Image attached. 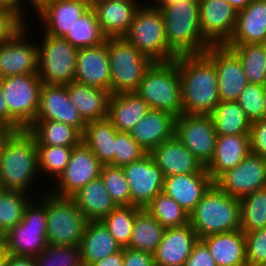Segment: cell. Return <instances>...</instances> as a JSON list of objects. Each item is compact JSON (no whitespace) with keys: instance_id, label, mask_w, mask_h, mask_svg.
I'll return each instance as SVG.
<instances>
[{"instance_id":"18","label":"cell","mask_w":266,"mask_h":266,"mask_svg":"<svg viewBox=\"0 0 266 266\" xmlns=\"http://www.w3.org/2000/svg\"><path fill=\"white\" fill-rule=\"evenodd\" d=\"M198 4L203 37L211 45H225L234 33L237 10L225 0H198Z\"/></svg>"},{"instance_id":"35","label":"cell","mask_w":266,"mask_h":266,"mask_svg":"<svg viewBox=\"0 0 266 266\" xmlns=\"http://www.w3.org/2000/svg\"><path fill=\"white\" fill-rule=\"evenodd\" d=\"M116 131L108 118L86 124L82 141L90 148L102 165H113Z\"/></svg>"},{"instance_id":"11","label":"cell","mask_w":266,"mask_h":266,"mask_svg":"<svg viewBox=\"0 0 266 266\" xmlns=\"http://www.w3.org/2000/svg\"><path fill=\"white\" fill-rule=\"evenodd\" d=\"M42 84L38 73L2 78L3 94L10 112V127L15 131L28 129L35 121Z\"/></svg>"},{"instance_id":"29","label":"cell","mask_w":266,"mask_h":266,"mask_svg":"<svg viewBox=\"0 0 266 266\" xmlns=\"http://www.w3.org/2000/svg\"><path fill=\"white\" fill-rule=\"evenodd\" d=\"M150 107L136 92L110 94L108 119L119 132H130Z\"/></svg>"},{"instance_id":"44","label":"cell","mask_w":266,"mask_h":266,"mask_svg":"<svg viewBox=\"0 0 266 266\" xmlns=\"http://www.w3.org/2000/svg\"><path fill=\"white\" fill-rule=\"evenodd\" d=\"M142 209L136 206H117L101 222L123 247L130 242L136 215Z\"/></svg>"},{"instance_id":"8","label":"cell","mask_w":266,"mask_h":266,"mask_svg":"<svg viewBox=\"0 0 266 266\" xmlns=\"http://www.w3.org/2000/svg\"><path fill=\"white\" fill-rule=\"evenodd\" d=\"M35 31L39 32L35 37L39 43L37 44L38 74L41 82L56 85H68L74 82L79 49L62 37L45 34L37 29Z\"/></svg>"},{"instance_id":"38","label":"cell","mask_w":266,"mask_h":266,"mask_svg":"<svg viewBox=\"0 0 266 266\" xmlns=\"http://www.w3.org/2000/svg\"><path fill=\"white\" fill-rule=\"evenodd\" d=\"M239 58L248 83L266 86V44H225Z\"/></svg>"},{"instance_id":"20","label":"cell","mask_w":266,"mask_h":266,"mask_svg":"<svg viewBox=\"0 0 266 266\" xmlns=\"http://www.w3.org/2000/svg\"><path fill=\"white\" fill-rule=\"evenodd\" d=\"M75 82L110 92L111 75L107 40L93 47L79 48L75 69Z\"/></svg>"},{"instance_id":"5","label":"cell","mask_w":266,"mask_h":266,"mask_svg":"<svg viewBox=\"0 0 266 266\" xmlns=\"http://www.w3.org/2000/svg\"><path fill=\"white\" fill-rule=\"evenodd\" d=\"M136 93L148 103L150 109L179 117L183 107L177 58L167 62H153L146 70Z\"/></svg>"},{"instance_id":"47","label":"cell","mask_w":266,"mask_h":266,"mask_svg":"<svg viewBox=\"0 0 266 266\" xmlns=\"http://www.w3.org/2000/svg\"><path fill=\"white\" fill-rule=\"evenodd\" d=\"M147 153L129 132L116 131L114 139L113 166L123 167L141 159Z\"/></svg>"},{"instance_id":"22","label":"cell","mask_w":266,"mask_h":266,"mask_svg":"<svg viewBox=\"0 0 266 266\" xmlns=\"http://www.w3.org/2000/svg\"><path fill=\"white\" fill-rule=\"evenodd\" d=\"M198 239L190 224L166 228L153 253L155 266H184Z\"/></svg>"},{"instance_id":"49","label":"cell","mask_w":266,"mask_h":266,"mask_svg":"<svg viewBox=\"0 0 266 266\" xmlns=\"http://www.w3.org/2000/svg\"><path fill=\"white\" fill-rule=\"evenodd\" d=\"M247 266H266V227L244 233Z\"/></svg>"},{"instance_id":"42","label":"cell","mask_w":266,"mask_h":266,"mask_svg":"<svg viewBox=\"0 0 266 266\" xmlns=\"http://www.w3.org/2000/svg\"><path fill=\"white\" fill-rule=\"evenodd\" d=\"M240 200V229L250 232L266 227V188L257 190Z\"/></svg>"},{"instance_id":"9","label":"cell","mask_w":266,"mask_h":266,"mask_svg":"<svg viewBox=\"0 0 266 266\" xmlns=\"http://www.w3.org/2000/svg\"><path fill=\"white\" fill-rule=\"evenodd\" d=\"M9 255L36 257L47 246L46 206L33 198L26 206L21 222L2 236Z\"/></svg>"},{"instance_id":"54","label":"cell","mask_w":266,"mask_h":266,"mask_svg":"<svg viewBox=\"0 0 266 266\" xmlns=\"http://www.w3.org/2000/svg\"><path fill=\"white\" fill-rule=\"evenodd\" d=\"M54 0H24V21L26 23H28L29 20H27L29 18V16H27L26 14H30L31 12V8H32V16L30 17H37L40 13H42ZM29 9H30V12L28 13L29 9H28V6ZM26 6V7H25ZM27 8V9H26ZM26 9V10H25ZM34 10V11H33ZM36 15H35V13ZM34 14V15H33ZM26 17V18H25Z\"/></svg>"},{"instance_id":"33","label":"cell","mask_w":266,"mask_h":266,"mask_svg":"<svg viewBox=\"0 0 266 266\" xmlns=\"http://www.w3.org/2000/svg\"><path fill=\"white\" fill-rule=\"evenodd\" d=\"M87 221H102L117 207L101 177L90 181L71 196Z\"/></svg>"},{"instance_id":"41","label":"cell","mask_w":266,"mask_h":266,"mask_svg":"<svg viewBox=\"0 0 266 266\" xmlns=\"http://www.w3.org/2000/svg\"><path fill=\"white\" fill-rule=\"evenodd\" d=\"M145 210L165 228L189 224V214L164 192L159 193Z\"/></svg>"},{"instance_id":"13","label":"cell","mask_w":266,"mask_h":266,"mask_svg":"<svg viewBox=\"0 0 266 266\" xmlns=\"http://www.w3.org/2000/svg\"><path fill=\"white\" fill-rule=\"evenodd\" d=\"M29 23H26V26L12 39L0 44L1 79L15 75L38 73V43L35 36L32 37L31 35L32 30L34 31L33 28H35L33 22Z\"/></svg>"},{"instance_id":"14","label":"cell","mask_w":266,"mask_h":266,"mask_svg":"<svg viewBox=\"0 0 266 266\" xmlns=\"http://www.w3.org/2000/svg\"><path fill=\"white\" fill-rule=\"evenodd\" d=\"M174 135L204 167L210 162L217 140L211 115L182 113L175 119Z\"/></svg>"},{"instance_id":"17","label":"cell","mask_w":266,"mask_h":266,"mask_svg":"<svg viewBox=\"0 0 266 266\" xmlns=\"http://www.w3.org/2000/svg\"><path fill=\"white\" fill-rule=\"evenodd\" d=\"M204 54L214 63L220 101H237L248 85L238 56L226 45H211Z\"/></svg>"},{"instance_id":"28","label":"cell","mask_w":266,"mask_h":266,"mask_svg":"<svg viewBox=\"0 0 266 266\" xmlns=\"http://www.w3.org/2000/svg\"><path fill=\"white\" fill-rule=\"evenodd\" d=\"M266 44V0H252L238 11L236 27L226 44Z\"/></svg>"},{"instance_id":"62","label":"cell","mask_w":266,"mask_h":266,"mask_svg":"<svg viewBox=\"0 0 266 266\" xmlns=\"http://www.w3.org/2000/svg\"><path fill=\"white\" fill-rule=\"evenodd\" d=\"M162 0H142L141 4L145 6H157Z\"/></svg>"},{"instance_id":"53","label":"cell","mask_w":266,"mask_h":266,"mask_svg":"<svg viewBox=\"0 0 266 266\" xmlns=\"http://www.w3.org/2000/svg\"><path fill=\"white\" fill-rule=\"evenodd\" d=\"M123 266H155L153 254L123 247Z\"/></svg>"},{"instance_id":"2","label":"cell","mask_w":266,"mask_h":266,"mask_svg":"<svg viewBox=\"0 0 266 266\" xmlns=\"http://www.w3.org/2000/svg\"><path fill=\"white\" fill-rule=\"evenodd\" d=\"M177 66L183 114L210 115L220 103L214 63L203 53L180 55Z\"/></svg>"},{"instance_id":"58","label":"cell","mask_w":266,"mask_h":266,"mask_svg":"<svg viewBox=\"0 0 266 266\" xmlns=\"http://www.w3.org/2000/svg\"><path fill=\"white\" fill-rule=\"evenodd\" d=\"M0 7L14 11L24 20V0H0Z\"/></svg>"},{"instance_id":"55","label":"cell","mask_w":266,"mask_h":266,"mask_svg":"<svg viewBox=\"0 0 266 266\" xmlns=\"http://www.w3.org/2000/svg\"><path fill=\"white\" fill-rule=\"evenodd\" d=\"M91 266H123V248L102 260L96 261Z\"/></svg>"},{"instance_id":"24","label":"cell","mask_w":266,"mask_h":266,"mask_svg":"<svg viewBox=\"0 0 266 266\" xmlns=\"http://www.w3.org/2000/svg\"><path fill=\"white\" fill-rule=\"evenodd\" d=\"M164 177L199 173L204 166L174 135L149 153Z\"/></svg>"},{"instance_id":"16","label":"cell","mask_w":266,"mask_h":266,"mask_svg":"<svg viewBox=\"0 0 266 266\" xmlns=\"http://www.w3.org/2000/svg\"><path fill=\"white\" fill-rule=\"evenodd\" d=\"M122 168L128 182L132 206L145 209L163 192L165 177L149 153Z\"/></svg>"},{"instance_id":"15","label":"cell","mask_w":266,"mask_h":266,"mask_svg":"<svg viewBox=\"0 0 266 266\" xmlns=\"http://www.w3.org/2000/svg\"><path fill=\"white\" fill-rule=\"evenodd\" d=\"M228 195L241 199L266 188V159L250 152L238 165L214 182Z\"/></svg>"},{"instance_id":"37","label":"cell","mask_w":266,"mask_h":266,"mask_svg":"<svg viewBox=\"0 0 266 266\" xmlns=\"http://www.w3.org/2000/svg\"><path fill=\"white\" fill-rule=\"evenodd\" d=\"M165 227L142 209L134 222L130 242L127 248L154 253L159 243L162 241Z\"/></svg>"},{"instance_id":"59","label":"cell","mask_w":266,"mask_h":266,"mask_svg":"<svg viewBox=\"0 0 266 266\" xmlns=\"http://www.w3.org/2000/svg\"><path fill=\"white\" fill-rule=\"evenodd\" d=\"M15 130L5 124H0V153L2 152L3 145L5 141L9 138V136L14 132Z\"/></svg>"},{"instance_id":"50","label":"cell","mask_w":266,"mask_h":266,"mask_svg":"<svg viewBox=\"0 0 266 266\" xmlns=\"http://www.w3.org/2000/svg\"><path fill=\"white\" fill-rule=\"evenodd\" d=\"M26 22L14 11L0 7V44L12 39Z\"/></svg>"},{"instance_id":"39","label":"cell","mask_w":266,"mask_h":266,"mask_svg":"<svg viewBox=\"0 0 266 266\" xmlns=\"http://www.w3.org/2000/svg\"><path fill=\"white\" fill-rule=\"evenodd\" d=\"M64 39L79 49L98 46L104 43L107 37L101 30L94 9L90 7L81 18L77 19Z\"/></svg>"},{"instance_id":"63","label":"cell","mask_w":266,"mask_h":266,"mask_svg":"<svg viewBox=\"0 0 266 266\" xmlns=\"http://www.w3.org/2000/svg\"><path fill=\"white\" fill-rule=\"evenodd\" d=\"M180 1H188V0H162L159 4H170V3L180 2Z\"/></svg>"},{"instance_id":"45","label":"cell","mask_w":266,"mask_h":266,"mask_svg":"<svg viewBox=\"0 0 266 266\" xmlns=\"http://www.w3.org/2000/svg\"><path fill=\"white\" fill-rule=\"evenodd\" d=\"M100 177L117 206H131V194L122 167L102 165Z\"/></svg>"},{"instance_id":"31","label":"cell","mask_w":266,"mask_h":266,"mask_svg":"<svg viewBox=\"0 0 266 266\" xmlns=\"http://www.w3.org/2000/svg\"><path fill=\"white\" fill-rule=\"evenodd\" d=\"M67 92L86 123L108 117L109 91L74 81L67 85Z\"/></svg>"},{"instance_id":"60","label":"cell","mask_w":266,"mask_h":266,"mask_svg":"<svg viewBox=\"0 0 266 266\" xmlns=\"http://www.w3.org/2000/svg\"><path fill=\"white\" fill-rule=\"evenodd\" d=\"M229 3L235 10H243L252 0H225Z\"/></svg>"},{"instance_id":"43","label":"cell","mask_w":266,"mask_h":266,"mask_svg":"<svg viewBox=\"0 0 266 266\" xmlns=\"http://www.w3.org/2000/svg\"><path fill=\"white\" fill-rule=\"evenodd\" d=\"M72 150L73 147L37 146L40 185H44L41 183L43 176L44 180L50 177L47 181L49 183L54 182L60 176L69 162Z\"/></svg>"},{"instance_id":"10","label":"cell","mask_w":266,"mask_h":266,"mask_svg":"<svg viewBox=\"0 0 266 266\" xmlns=\"http://www.w3.org/2000/svg\"><path fill=\"white\" fill-rule=\"evenodd\" d=\"M110 94L136 92L153 61L123 37L108 38Z\"/></svg>"},{"instance_id":"7","label":"cell","mask_w":266,"mask_h":266,"mask_svg":"<svg viewBox=\"0 0 266 266\" xmlns=\"http://www.w3.org/2000/svg\"><path fill=\"white\" fill-rule=\"evenodd\" d=\"M38 197L46 206L48 245L80 246L88 221L74 200L48 190Z\"/></svg>"},{"instance_id":"26","label":"cell","mask_w":266,"mask_h":266,"mask_svg":"<svg viewBox=\"0 0 266 266\" xmlns=\"http://www.w3.org/2000/svg\"><path fill=\"white\" fill-rule=\"evenodd\" d=\"M175 119L176 117L169 112L150 109L129 134L146 153H150L163 141L174 136Z\"/></svg>"},{"instance_id":"46","label":"cell","mask_w":266,"mask_h":266,"mask_svg":"<svg viewBox=\"0 0 266 266\" xmlns=\"http://www.w3.org/2000/svg\"><path fill=\"white\" fill-rule=\"evenodd\" d=\"M34 260L36 266H83L80 246L48 245Z\"/></svg>"},{"instance_id":"3","label":"cell","mask_w":266,"mask_h":266,"mask_svg":"<svg viewBox=\"0 0 266 266\" xmlns=\"http://www.w3.org/2000/svg\"><path fill=\"white\" fill-rule=\"evenodd\" d=\"M168 46L178 55L203 54L211 44L200 29L198 0L158 4Z\"/></svg>"},{"instance_id":"61","label":"cell","mask_w":266,"mask_h":266,"mask_svg":"<svg viewBox=\"0 0 266 266\" xmlns=\"http://www.w3.org/2000/svg\"><path fill=\"white\" fill-rule=\"evenodd\" d=\"M8 253L6 250V245L2 236H0V266H4L5 259Z\"/></svg>"},{"instance_id":"40","label":"cell","mask_w":266,"mask_h":266,"mask_svg":"<svg viewBox=\"0 0 266 266\" xmlns=\"http://www.w3.org/2000/svg\"><path fill=\"white\" fill-rule=\"evenodd\" d=\"M33 198L21 191L0 189V236L21 222L25 208Z\"/></svg>"},{"instance_id":"12","label":"cell","mask_w":266,"mask_h":266,"mask_svg":"<svg viewBox=\"0 0 266 266\" xmlns=\"http://www.w3.org/2000/svg\"><path fill=\"white\" fill-rule=\"evenodd\" d=\"M101 168L102 164L99 159L82 141L73 147L66 168L54 182H51L53 185L47 184V186H44L56 196L71 197L90 181L99 178Z\"/></svg>"},{"instance_id":"27","label":"cell","mask_w":266,"mask_h":266,"mask_svg":"<svg viewBox=\"0 0 266 266\" xmlns=\"http://www.w3.org/2000/svg\"><path fill=\"white\" fill-rule=\"evenodd\" d=\"M250 152V134L217 136L212 159L205 169L215 182L227 170L238 165Z\"/></svg>"},{"instance_id":"25","label":"cell","mask_w":266,"mask_h":266,"mask_svg":"<svg viewBox=\"0 0 266 266\" xmlns=\"http://www.w3.org/2000/svg\"><path fill=\"white\" fill-rule=\"evenodd\" d=\"M140 0H104L92 6L107 38L124 37L141 6Z\"/></svg>"},{"instance_id":"57","label":"cell","mask_w":266,"mask_h":266,"mask_svg":"<svg viewBox=\"0 0 266 266\" xmlns=\"http://www.w3.org/2000/svg\"><path fill=\"white\" fill-rule=\"evenodd\" d=\"M0 124H5L10 127V112L6 99L4 98L1 78H0Z\"/></svg>"},{"instance_id":"56","label":"cell","mask_w":266,"mask_h":266,"mask_svg":"<svg viewBox=\"0 0 266 266\" xmlns=\"http://www.w3.org/2000/svg\"><path fill=\"white\" fill-rule=\"evenodd\" d=\"M4 266H36L33 257L7 255Z\"/></svg>"},{"instance_id":"52","label":"cell","mask_w":266,"mask_h":266,"mask_svg":"<svg viewBox=\"0 0 266 266\" xmlns=\"http://www.w3.org/2000/svg\"><path fill=\"white\" fill-rule=\"evenodd\" d=\"M184 266H217L207 245L201 240L194 244Z\"/></svg>"},{"instance_id":"4","label":"cell","mask_w":266,"mask_h":266,"mask_svg":"<svg viewBox=\"0 0 266 266\" xmlns=\"http://www.w3.org/2000/svg\"><path fill=\"white\" fill-rule=\"evenodd\" d=\"M189 224L199 239L240 229V200L215 183L189 214Z\"/></svg>"},{"instance_id":"30","label":"cell","mask_w":266,"mask_h":266,"mask_svg":"<svg viewBox=\"0 0 266 266\" xmlns=\"http://www.w3.org/2000/svg\"><path fill=\"white\" fill-rule=\"evenodd\" d=\"M208 247L217 266H247L246 240L241 229L201 239Z\"/></svg>"},{"instance_id":"1","label":"cell","mask_w":266,"mask_h":266,"mask_svg":"<svg viewBox=\"0 0 266 266\" xmlns=\"http://www.w3.org/2000/svg\"><path fill=\"white\" fill-rule=\"evenodd\" d=\"M39 175L36 138L27 129L14 131L0 153V189L21 191L38 197L39 188L41 194L47 191L37 184ZM36 188L38 191L34 192Z\"/></svg>"},{"instance_id":"36","label":"cell","mask_w":266,"mask_h":266,"mask_svg":"<svg viewBox=\"0 0 266 266\" xmlns=\"http://www.w3.org/2000/svg\"><path fill=\"white\" fill-rule=\"evenodd\" d=\"M210 115L216 136L250 134L251 122L237 101H220Z\"/></svg>"},{"instance_id":"21","label":"cell","mask_w":266,"mask_h":266,"mask_svg":"<svg viewBox=\"0 0 266 266\" xmlns=\"http://www.w3.org/2000/svg\"><path fill=\"white\" fill-rule=\"evenodd\" d=\"M91 7L87 0H54L37 17L29 19L38 21L37 25L45 34L64 38L72 29L77 19ZM41 27V28H40Z\"/></svg>"},{"instance_id":"65","label":"cell","mask_w":266,"mask_h":266,"mask_svg":"<svg viewBox=\"0 0 266 266\" xmlns=\"http://www.w3.org/2000/svg\"><path fill=\"white\" fill-rule=\"evenodd\" d=\"M88 1V3L91 5V7L94 5V4H96V3H98V2H101V1H104V0H87Z\"/></svg>"},{"instance_id":"48","label":"cell","mask_w":266,"mask_h":266,"mask_svg":"<svg viewBox=\"0 0 266 266\" xmlns=\"http://www.w3.org/2000/svg\"><path fill=\"white\" fill-rule=\"evenodd\" d=\"M265 87L259 84L248 83L237 99V103L251 123L264 119L263 101Z\"/></svg>"},{"instance_id":"6","label":"cell","mask_w":266,"mask_h":266,"mask_svg":"<svg viewBox=\"0 0 266 266\" xmlns=\"http://www.w3.org/2000/svg\"><path fill=\"white\" fill-rule=\"evenodd\" d=\"M123 38L153 62H167L178 57L168 46L164 19L157 6L141 5Z\"/></svg>"},{"instance_id":"34","label":"cell","mask_w":266,"mask_h":266,"mask_svg":"<svg viewBox=\"0 0 266 266\" xmlns=\"http://www.w3.org/2000/svg\"><path fill=\"white\" fill-rule=\"evenodd\" d=\"M37 146L75 147L82 142V133L75 127L52 120H35L27 129Z\"/></svg>"},{"instance_id":"19","label":"cell","mask_w":266,"mask_h":266,"mask_svg":"<svg viewBox=\"0 0 266 266\" xmlns=\"http://www.w3.org/2000/svg\"><path fill=\"white\" fill-rule=\"evenodd\" d=\"M35 120L62 122L77 128L82 134L87 124L71 102L67 85L56 84H42Z\"/></svg>"},{"instance_id":"51","label":"cell","mask_w":266,"mask_h":266,"mask_svg":"<svg viewBox=\"0 0 266 266\" xmlns=\"http://www.w3.org/2000/svg\"><path fill=\"white\" fill-rule=\"evenodd\" d=\"M251 152L266 159V119L251 123Z\"/></svg>"},{"instance_id":"23","label":"cell","mask_w":266,"mask_h":266,"mask_svg":"<svg viewBox=\"0 0 266 266\" xmlns=\"http://www.w3.org/2000/svg\"><path fill=\"white\" fill-rule=\"evenodd\" d=\"M213 184L204 167L199 173L165 177L163 192L190 214Z\"/></svg>"},{"instance_id":"64","label":"cell","mask_w":266,"mask_h":266,"mask_svg":"<svg viewBox=\"0 0 266 266\" xmlns=\"http://www.w3.org/2000/svg\"><path fill=\"white\" fill-rule=\"evenodd\" d=\"M264 119H266V87H265V92H264Z\"/></svg>"},{"instance_id":"32","label":"cell","mask_w":266,"mask_h":266,"mask_svg":"<svg viewBox=\"0 0 266 266\" xmlns=\"http://www.w3.org/2000/svg\"><path fill=\"white\" fill-rule=\"evenodd\" d=\"M80 249L83 266H91L96 261L120 251L122 246L101 221H88Z\"/></svg>"}]
</instances>
